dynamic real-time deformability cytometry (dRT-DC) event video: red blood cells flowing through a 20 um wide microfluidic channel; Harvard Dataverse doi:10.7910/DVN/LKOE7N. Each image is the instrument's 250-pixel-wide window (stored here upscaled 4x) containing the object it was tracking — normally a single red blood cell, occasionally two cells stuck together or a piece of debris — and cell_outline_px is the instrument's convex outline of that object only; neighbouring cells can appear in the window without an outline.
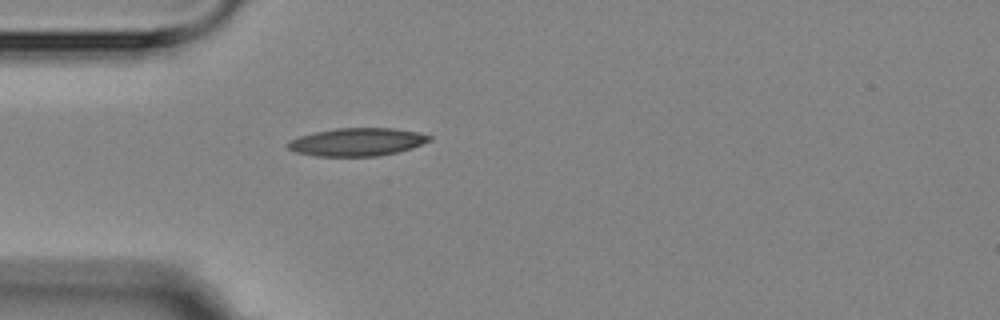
{"species": "Egyptian fruit bat (a non-hibernating species)", "species_latin": "Rousettus aegyptiacus", "temperature_condition": "room temperature", "stored_images_in_passage": 1, "camera_frame_rate_fps": 3000, "um_per_image_px": 0.085, "animal": {"sex": "female"}, "frame": {"image": 1, "passage_image": 1, "time_ms": 0.0, "image_size_px": [1000, 320], "cell_outline_px": [[432, 140], [412, 148], [396, 152], [376, 156], [316, 156], [296, 152], [288, 148], [288, 140], [300, 136], [316, 132], [336, 128], [392, 128], [416, 132], [432, 136]], "centroid_in_image_um": [30.36, 12.07], "position_along_channel_um": 54.6, "area_um2": 22.89}}